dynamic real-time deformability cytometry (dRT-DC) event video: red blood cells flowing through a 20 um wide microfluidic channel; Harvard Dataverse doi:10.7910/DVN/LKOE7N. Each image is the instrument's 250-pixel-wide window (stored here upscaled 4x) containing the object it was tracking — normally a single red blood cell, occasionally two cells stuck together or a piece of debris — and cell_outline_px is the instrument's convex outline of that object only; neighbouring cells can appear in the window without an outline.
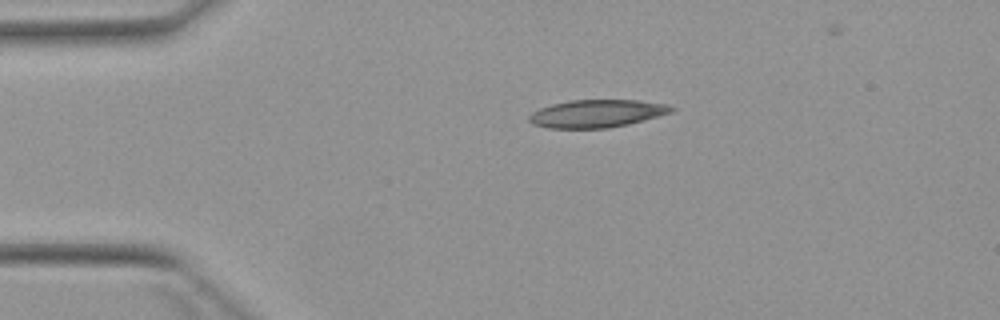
{"species": "Egyptian fruit bat (a non-hibernating species)", "species_latin": "Rousettus aegyptiacus", "temperature_condition": "warm", "stored_images_in_passage": 3, "camera_frame_rate_fps": 3000, "um_per_image_px": 0.085, "animal": {"sex": "female"}, "frame": {"image": 1, "passage_image": 1, "time_ms": 0.0, "image_size_px": [1000, 320], "cell_outline_px": [[676, 108], [672, 112], [644, 120], [628, 124], [608, 128], [548, 128], [532, 124], [528, 120], [528, 116], [532, 112], [540, 108], [552, 104], [568, 100], [640, 100], [668, 104]], "centroid_in_image_um": [50.73, 9.65], "position_along_channel_um": 34.3, "area_um2": 23.12}}